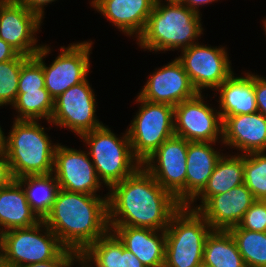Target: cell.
<instances>
[{
	"instance_id": "1",
	"label": "cell",
	"mask_w": 266,
	"mask_h": 267,
	"mask_svg": "<svg viewBox=\"0 0 266 267\" xmlns=\"http://www.w3.org/2000/svg\"><path fill=\"white\" fill-rule=\"evenodd\" d=\"M109 226H133L165 231L183 206L141 166L108 190Z\"/></svg>"
},
{
	"instance_id": "2",
	"label": "cell",
	"mask_w": 266,
	"mask_h": 267,
	"mask_svg": "<svg viewBox=\"0 0 266 267\" xmlns=\"http://www.w3.org/2000/svg\"><path fill=\"white\" fill-rule=\"evenodd\" d=\"M43 221L65 248L80 255L110 231L108 193L95 196L59 189Z\"/></svg>"
},
{
	"instance_id": "3",
	"label": "cell",
	"mask_w": 266,
	"mask_h": 267,
	"mask_svg": "<svg viewBox=\"0 0 266 267\" xmlns=\"http://www.w3.org/2000/svg\"><path fill=\"white\" fill-rule=\"evenodd\" d=\"M201 18L202 15L188 9L182 3L156 0L136 44L143 51L158 54L181 51L201 39L205 31Z\"/></svg>"
},
{
	"instance_id": "4",
	"label": "cell",
	"mask_w": 266,
	"mask_h": 267,
	"mask_svg": "<svg viewBox=\"0 0 266 267\" xmlns=\"http://www.w3.org/2000/svg\"><path fill=\"white\" fill-rule=\"evenodd\" d=\"M41 121L14 120L4 147L13 178L53 173L55 150L59 142L53 143L45 131L49 129Z\"/></svg>"
},
{
	"instance_id": "5",
	"label": "cell",
	"mask_w": 266,
	"mask_h": 267,
	"mask_svg": "<svg viewBox=\"0 0 266 267\" xmlns=\"http://www.w3.org/2000/svg\"><path fill=\"white\" fill-rule=\"evenodd\" d=\"M117 135L103 124L79 139L86 146L98 179L109 190L113 185L134 174L142 163L134 156L127 134Z\"/></svg>"
},
{
	"instance_id": "6",
	"label": "cell",
	"mask_w": 266,
	"mask_h": 267,
	"mask_svg": "<svg viewBox=\"0 0 266 267\" xmlns=\"http://www.w3.org/2000/svg\"><path fill=\"white\" fill-rule=\"evenodd\" d=\"M212 229L197 211L183 205L165 230L163 267H195L203 262L204 244Z\"/></svg>"
},
{
	"instance_id": "7",
	"label": "cell",
	"mask_w": 266,
	"mask_h": 267,
	"mask_svg": "<svg viewBox=\"0 0 266 267\" xmlns=\"http://www.w3.org/2000/svg\"><path fill=\"white\" fill-rule=\"evenodd\" d=\"M64 249L43 220L32 227L14 228L0 235V260L5 267L52 260Z\"/></svg>"
},
{
	"instance_id": "8",
	"label": "cell",
	"mask_w": 266,
	"mask_h": 267,
	"mask_svg": "<svg viewBox=\"0 0 266 267\" xmlns=\"http://www.w3.org/2000/svg\"><path fill=\"white\" fill-rule=\"evenodd\" d=\"M93 44L89 39L60 46L58 56L49 65L45 60L53 51L51 45L43 44L33 56L43 67L45 88L54 100L68 88L83 82L92 72L90 54Z\"/></svg>"
},
{
	"instance_id": "9",
	"label": "cell",
	"mask_w": 266,
	"mask_h": 267,
	"mask_svg": "<svg viewBox=\"0 0 266 267\" xmlns=\"http://www.w3.org/2000/svg\"><path fill=\"white\" fill-rule=\"evenodd\" d=\"M138 110L126 131L134 156L143 163L174 133V106L136 95Z\"/></svg>"
},
{
	"instance_id": "10",
	"label": "cell",
	"mask_w": 266,
	"mask_h": 267,
	"mask_svg": "<svg viewBox=\"0 0 266 267\" xmlns=\"http://www.w3.org/2000/svg\"><path fill=\"white\" fill-rule=\"evenodd\" d=\"M95 96L88 77L68 88L54 100L52 126L69 129L77 137L101 127L103 122L96 114L98 102Z\"/></svg>"
},
{
	"instance_id": "11",
	"label": "cell",
	"mask_w": 266,
	"mask_h": 267,
	"mask_svg": "<svg viewBox=\"0 0 266 267\" xmlns=\"http://www.w3.org/2000/svg\"><path fill=\"white\" fill-rule=\"evenodd\" d=\"M203 44L197 42L177 57L198 93L215 91L234 72L226 46Z\"/></svg>"
},
{
	"instance_id": "12",
	"label": "cell",
	"mask_w": 266,
	"mask_h": 267,
	"mask_svg": "<svg viewBox=\"0 0 266 267\" xmlns=\"http://www.w3.org/2000/svg\"><path fill=\"white\" fill-rule=\"evenodd\" d=\"M206 98V99H205ZM205 93L174 106V133L188 142L222 144L223 120L220 112L206 101Z\"/></svg>"
},
{
	"instance_id": "13",
	"label": "cell",
	"mask_w": 266,
	"mask_h": 267,
	"mask_svg": "<svg viewBox=\"0 0 266 267\" xmlns=\"http://www.w3.org/2000/svg\"><path fill=\"white\" fill-rule=\"evenodd\" d=\"M188 141L173 135L143 163L142 166L157 183L186 205Z\"/></svg>"
},
{
	"instance_id": "14",
	"label": "cell",
	"mask_w": 266,
	"mask_h": 267,
	"mask_svg": "<svg viewBox=\"0 0 266 267\" xmlns=\"http://www.w3.org/2000/svg\"><path fill=\"white\" fill-rule=\"evenodd\" d=\"M61 144L59 143L55 150L53 169L59 188L69 192L103 196L100 191L104 185L97 177L86 148L77 150Z\"/></svg>"
},
{
	"instance_id": "15",
	"label": "cell",
	"mask_w": 266,
	"mask_h": 267,
	"mask_svg": "<svg viewBox=\"0 0 266 267\" xmlns=\"http://www.w3.org/2000/svg\"><path fill=\"white\" fill-rule=\"evenodd\" d=\"M43 24L17 0H0V38L19 54L33 57L41 49L43 43L38 42L37 34Z\"/></svg>"
},
{
	"instance_id": "16",
	"label": "cell",
	"mask_w": 266,
	"mask_h": 267,
	"mask_svg": "<svg viewBox=\"0 0 266 267\" xmlns=\"http://www.w3.org/2000/svg\"><path fill=\"white\" fill-rule=\"evenodd\" d=\"M146 79L138 95L149 102L176 106L198 94L177 56L155 68Z\"/></svg>"
},
{
	"instance_id": "17",
	"label": "cell",
	"mask_w": 266,
	"mask_h": 267,
	"mask_svg": "<svg viewBox=\"0 0 266 267\" xmlns=\"http://www.w3.org/2000/svg\"><path fill=\"white\" fill-rule=\"evenodd\" d=\"M220 145L242 155L266 152V117L258 111L225 117Z\"/></svg>"
},
{
	"instance_id": "18",
	"label": "cell",
	"mask_w": 266,
	"mask_h": 267,
	"mask_svg": "<svg viewBox=\"0 0 266 267\" xmlns=\"http://www.w3.org/2000/svg\"><path fill=\"white\" fill-rule=\"evenodd\" d=\"M156 0H90V7L112 26L136 40L145 29ZM135 37V38H134Z\"/></svg>"
},
{
	"instance_id": "19",
	"label": "cell",
	"mask_w": 266,
	"mask_h": 267,
	"mask_svg": "<svg viewBox=\"0 0 266 267\" xmlns=\"http://www.w3.org/2000/svg\"><path fill=\"white\" fill-rule=\"evenodd\" d=\"M255 201L254 195L243 183L226 193L212 196L198 212L212 230L228 231L239 225L245 212Z\"/></svg>"
},
{
	"instance_id": "20",
	"label": "cell",
	"mask_w": 266,
	"mask_h": 267,
	"mask_svg": "<svg viewBox=\"0 0 266 267\" xmlns=\"http://www.w3.org/2000/svg\"><path fill=\"white\" fill-rule=\"evenodd\" d=\"M109 228L145 267L164 266L165 231L133 226H109Z\"/></svg>"
},
{
	"instance_id": "21",
	"label": "cell",
	"mask_w": 266,
	"mask_h": 267,
	"mask_svg": "<svg viewBox=\"0 0 266 267\" xmlns=\"http://www.w3.org/2000/svg\"><path fill=\"white\" fill-rule=\"evenodd\" d=\"M248 71L242 72V76L233 72L212 93L219 98L217 99L219 104L217 109L222 120L228 116L251 114L258 111L254 92V73Z\"/></svg>"
},
{
	"instance_id": "22",
	"label": "cell",
	"mask_w": 266,
	"mask_h": 267,
	"mask_svg": "<svg viewBox=\"0 0 266 267\" xmlns=\"http://www.w3.org/2000/svg\"><path fill=\"white\" fill-rule=\"evenodd\" d=\"M216 144L219 145L216 142H188L186 205L207 185L218 160L224 154L222 147L218 149Z\"/></svg>"
},
{
	"instance_id": "23",
	"label": "cell",
	"mask_w": 266,
	"mask_h": 267,
	"mask_svg": "<svg viewBox=\"0 0 266 267\" xmlns=\"http://www.w3.org/2000/svg\"><path fill=\"white\" fill-rule=\"evenodd\" d=\"M233 153L225 152L222 155L207 185L187 205L189 208L198 211L212 196L226 193L244 183V154H236L235 152L233 155ZM197 201H199V205L196 203Z\"/></svg>"
},
{
	"instance_id": "24",
	"label": "cell",
	"mask_w": 266,
	"mask_h": 267,
	"mask_svg": "<svg viewBox=\"0 0 266 267\" xmlns=\"http://www.w3.org/2000/svg\"><path fill=\"white\" fill-rule=\"evenodd\" d=\"M41 220L32 211L22 185L13 180L0 188V235L14 228H28Z\"/></svg>"
},
{
	"instance_id": "25",
	"label": "cell",
	"mask_w": 266,
	"mask_h": 267,
	"mask_svg": "<svg viewBox=\"0 0 266 267\" xmlns=\"http://www.w3.org/2000/svg\"><path fill=\"white\" fill-rule=\"evenodd\" d=\"M16 180L22 185L32 211L40 220H44L60 189L54 174L29 175Z\"/></svg>"
},
{
	"instance_id": "26",
	"label": "cell",
	"mask_w": 266,
	"mask_h": 267,
	"mask_svg": "<svg viewBox=\"0 0 266 267\" xmlns=\"http://www.w3.org/2000/svg\"><path fill=\"white\" fill-rule=\"evenodd\" d=\"M203 262L210 267H246L229 231L212 230L204 244Z\"/></svg>"
},
{
	"instance_id": "27",
	"label": "cell",
	"mask_w": 266,
	"mask_h": 267,
	"mask_svg": "<svg viewBox=\"0 0 266 267\" xmlns=\"http://www.w3.org/2000/svg\"><path fill=\"white\" fill-rule=\"evenodd\" d=\"M16 112L13 120H46L51 127L50 119L54 111V99L46 88L39 91L17 93V98L10 107Z\"/></svg>"
},
{
	"instance_id": "28",
	"label": "cell",
	"mask_w": 266,
	"mask_h": 267,
	"mask_svg": "<svg viewBox=\"0 0 266 267\" xmlns=\"http://www.w3.org/2000/svg\"><path fill=\"white\" fill-rule=\"evenodd\" d=\"M79 258L89 267H122L123 243L109 231L90 244Z\"/></svg>"
},
{
	"instance_id": "29",
	"label": "cell",
	"mask_w": 266,
	"mask_h": 267,
	"mask_svg": "<svg viewBox=\"0 0 266 267\" xmlns=\"http://www.w3.org/2000/svg\"><path fill=\"white\" fill-rule=\"evenodd\" d=\"M233 236L246 267H266V232L242 229L228 230Z\"/></svg>"
},
{
	"instance_id": "30",
	"label": "cell",
	"mask_w": 266,
	"mask_h": 267,
	"mask_svg": "<svg viewBox=\"0 0 266 267\" xmlns=\"http://www.w3.org/2000/svg\"><path fill=\"white\" fill-rule=\"evenodd\" d=\"M244 184L256 200L266 199V152L244 154Z\"/></svg>"
},
{
	"instance_id": "31",
	"label": "cell",
	"mask_w": 266,
	"mask_h": 267,
	"mask_svg": "<svg viewBox=\"0 0 266 267\" xmlns=\"http://www.w3.org/2000/svg\"><path fill=\"white\" fill-rule=\"evenodd\" d=\"M29 57L19 54L15 59L0 62V106H12L17 98L21 66Z\"/></svg>"
},
{
	"instance_id": "32",
	"label": "cell",
	"mask_w": 266,
	"mask_h": 267,
	"mask_svg": "<svg viewBox=\"0 0 266 267\" xmlns=\"http://www.w3.org/2000/svg\"><path fill=\"white\" fill-rule=\"evenodd\" d=\"M41 88H45L43 67L34 57H29L21 66L18 93Z\"/></svg>"
},
{
	"instance_id": "33",
	"label": "cell",
	"mask_w": 266,
	"mask_h": 267,
	"mask_svg": "<svg viewBox=\"0 0 266 267\" xmlns=\"http://www.w3.org/2000/svg\"><path fill=\"white\" fill-rule=\"evenodd\" d=\"M239 226L250 231L266 232V202L256 200L245 212Z\"/></svg>"
},
{
	"instance_id": "34",
	"label": "cell",
	"mask_w": 266,
	"mask_h": 267,
	"mask_svg": "<svg viewBox=\"0 0 266 267\" xmlns=\"http://www.w3.org/2000/svg\"><path fill=\"white\" fill-rule=\"evenodd\" d=\"M78 258L79 254L77 252L65 248L55 259L20 267H71Z\"/></svg>"
},
{
	"instance_id": "35",
	"label": "cell",
	"mask_w": 266,
	"mask_h": 267,
	"mask_svg": "<svg viewBox=\"0 0 266 267\" xmlns=\"http://www.w3.org/2000/svg\"><path fill=\"white\" fill-rule=\"evenodd\" d=\"M254 92L258 112L266 117V77L254 73Z\"/></svg>"
},
{
	"instance_id": "36",
	"label": "cell",
	"mask_w": 266,
	"mask_h": 267,
	"mask_svg": "<svg viewBox=\"0 0 266 267\" xmlns=\"http://www.w3.org/2000/svg\"><path fill=\"white\" fill-rule=\"evenodd\" d=\"M26 9L38 15L43 21L45 18V7L57 0H17Z\"/></svg>"
},
{
	"instance_id": "37",
	"label": "cell",
	"mask_w": 266,
	"mask_h": 267,
	"mask_svg": "<svg viewBox=\"0 0 266 267\" xmlns=\"http://www.w3.org/2000/svg\"><path fill=\"white\" fill-rule=\"evenodd\" d=\"M13 180L8 157L2 149L0 150V188L8 186Z\"/></svg>"
},
{
	"instance_id": "38",
	"label": "cell",
	"mask_w": 266,
	"mask_h": 267,
	"mask_svg": "<svg viewBox=\"0 0 266 267\" xmlns=\"http://www.w3.org/2000/svg\"><path fill=\"white\" fill-rule=\"evenodd\" d=\"M19 53L0 38V62L15 59Z\"/></svg>"
},
{
	"instance_id": "39",
	"label": "cell",
	"mask_w": 266,
	"mask_h": 267,
	"mask_svg": "<svg viewBox=\"0 0 266 267\" xmlns=\"http://www.w3.org/2000/svg\"><path fill=\"white\" fill-rule=\"evenodd\" d=\"M122 267H145L143 263L123 244V262Z\"/></svg>"
},
{
	"instance_id": "40",
	"label": "cell",
	"mask_w": 266,
	"mask_h": 267,
	"mask_svg": "<svg viewBox=\"0 0 266 267\" xmlns=\"http://www.w3.org/2000/svg\"><path fill=\"white\" fill-rule=\"evenodd\" d=\"M220 0H183L181 3L184 4L188 9L196 12L199 15H202L200 8L204 5H210L214 2H218Z\"/></svg>"
},
{
	"instance_id": "41",
	"label": "cell",
	"mask_w": 266,
	"mask_h": 267,
	"mask_svg": "<svg viewBox=\"0 0 266 267\" xmlns=\"http://www.w3.org/2000/svg\"><path fill=\"white\" fill-rule=\"evenodd\" d=\"M0 107H2V106H0ZM4 132L5 131L3 130V128L0 125V150L4 149L5 143H6V136H5L6 133H4Z\"/></svg>"
},
{
	"instance_id": "42",
	"label": "cell",
	"mask_w": 266,
	"mask_h": 267,
	"mask_svg": "<svg viewBox=\"0 0 266 267\" xmlns=\"http://www.w3.org/2000/svg\"><path fill=\"white\" fill-rule=\"evenodd\" d=\"M76 264L78 265V267H89L80 258H78V260L76 261Z\"/></svg>"
},
{
	"instance_id": "43",
	"label": "cell",
	"mask_w": 266,
	"mask_h": 267,
	"mask_svg": "<svg viewBox=\"0 0 266 267\" xmlns=\"http://www.w3.org/2000/svg\"><path fill=\"white\" fill-rule=\"evenodd\" d=\"M262 22H263V23H262V24H263L262 26H263V28H264L263 30H264V32H265L264 34L266 35V17L262 19Z\"/></svg>"
},
{
	"instance_id": "44",
	"label": "cell",
	"mask_w": 266,
	"mask_h": 267,
	"mask_svg": "<svg viewBox=\"0 0 266 267\" xmlns=\"http://www.w3.org/2000/svg\"><path fill=\"white\" fill-rule=\"evenodd\" d=\"M157 1H163V0H157ZM183 0H164V2H177V3H181Z\"/></svg>"
},
{
	"instance_id": "45",
	"label": "cell",
	"mask_w": 266,
	"mask_h": 267,
	"mask_svg": "<svg viewBox=\"0 0 266 267\" xmlns=\"http://www.w3.org/2000/svg\"><path fill=\"white\" fill-rule=\"evenodd\" d=\"M195 267H210V266H207L204 262L196 265Z\"/></svg>"
},
{
	"instance_id": "46",
	"label": "cell",
	"mask_w": 266,
	"mask_h": 267,
	"mask_svg": "<svg viewBox=\"0 0 266 267\" xmlns=\"http://www.w3.org/2000/svg\"><path fill=\"white\" fill-rule=\"evenodd\" d=\"M0 267H5V266L1 263V260H0Z\"/></svg>"
}]
</instances>
